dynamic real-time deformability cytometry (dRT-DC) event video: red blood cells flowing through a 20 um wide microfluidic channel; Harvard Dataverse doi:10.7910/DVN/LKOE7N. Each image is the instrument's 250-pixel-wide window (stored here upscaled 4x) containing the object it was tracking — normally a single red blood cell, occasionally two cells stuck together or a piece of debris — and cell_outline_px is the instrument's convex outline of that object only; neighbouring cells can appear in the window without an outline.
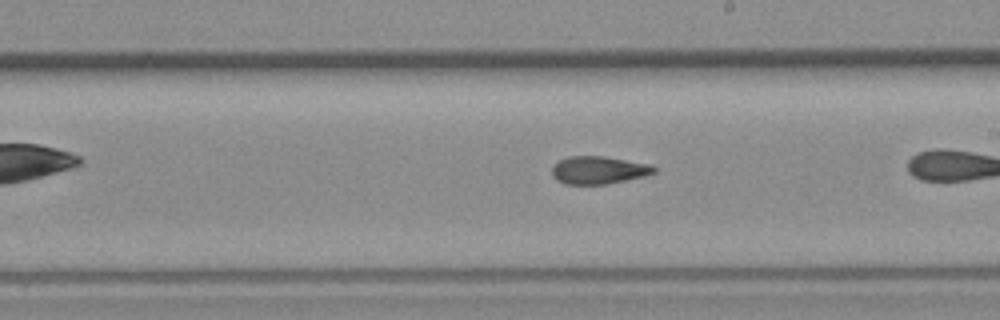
{"species": "common noctule bat (a hibernating species)", "species_latin": "Nyctalus noctula", "temperature_condition": "room temperature", "stored_images_in_passage": 38, "camera_frame_rate_fps": 3000, "um_per_image_px": 0.085, "animal": {"sex": "female", "body_mass_g": 19.3, "forearm_length_mm": 54.1}, "frame": {"image": 1, "passage_image": 27, "time_ms": 8.667, "image_size_px": [1000, 320], "cell_outline_px": [[656, 172], [644, 176], [608, 184], [564, 184], [556, 180], [552, 176], [552, 164], [568, 156], [604, 156], [652, 164], [656, 168]], "centroid_in_image_um": [50.87, 14.45], "position_along_channel_um": 238.1, "area_um2": 16.7}}